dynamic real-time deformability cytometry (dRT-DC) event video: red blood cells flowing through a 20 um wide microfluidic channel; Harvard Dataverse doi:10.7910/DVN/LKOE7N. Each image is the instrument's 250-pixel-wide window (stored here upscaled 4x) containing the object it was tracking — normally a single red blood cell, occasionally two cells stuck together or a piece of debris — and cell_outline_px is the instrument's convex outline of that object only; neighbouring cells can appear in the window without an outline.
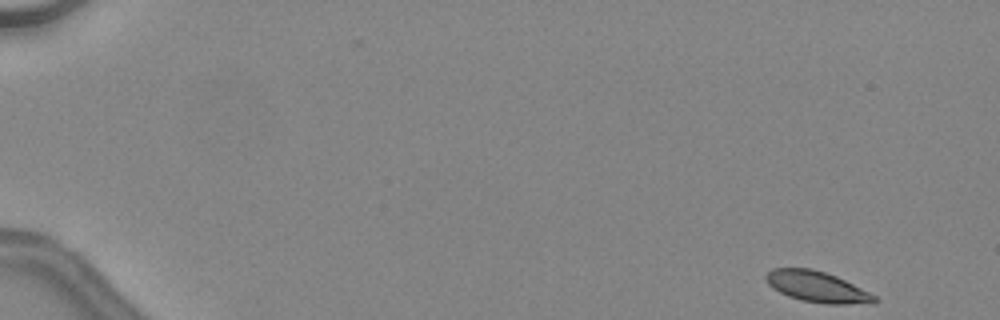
{"species": "common noctule bat (a hibernating species)", "species_latin": "Nyctalus noctula", "temperature_condition": "warm", "stored_images_in_passage": 45, "camera_frame_rate_fps": 3000, "um_per_image_px": 0.085, "animal": {"sex": "female", "body_mass_g": 24.6, "forearm_length_mm": 56.2}, "frame": {"image": 1, "passage_image": 1, "time_ms": 0.0, "image_size_px": [1000, 320], "cell_outline_px": [[876, 300], [872, 304], [824, 304], [800, 300], [788, 296], [772, 288], [768, 284], [764, 276], [772, 268], [812, 268], [836, 276], [876, 296]], "centroid_in_image_um": [69.42, 24.38], "position_along_channel_um": 15.6, "area_um2": 19.48}, "authors_computed_cell_mechanics": {"area_um2": 20.6924, "velocity_mm_per_s": 4.4748, "shape_relaxation_time_tau1_ms": 1.3494, "shape_relaxation_time_tau2_ms": null, "deformation_change_tau1": 0.0997, "deformation_change_tau2": null}}